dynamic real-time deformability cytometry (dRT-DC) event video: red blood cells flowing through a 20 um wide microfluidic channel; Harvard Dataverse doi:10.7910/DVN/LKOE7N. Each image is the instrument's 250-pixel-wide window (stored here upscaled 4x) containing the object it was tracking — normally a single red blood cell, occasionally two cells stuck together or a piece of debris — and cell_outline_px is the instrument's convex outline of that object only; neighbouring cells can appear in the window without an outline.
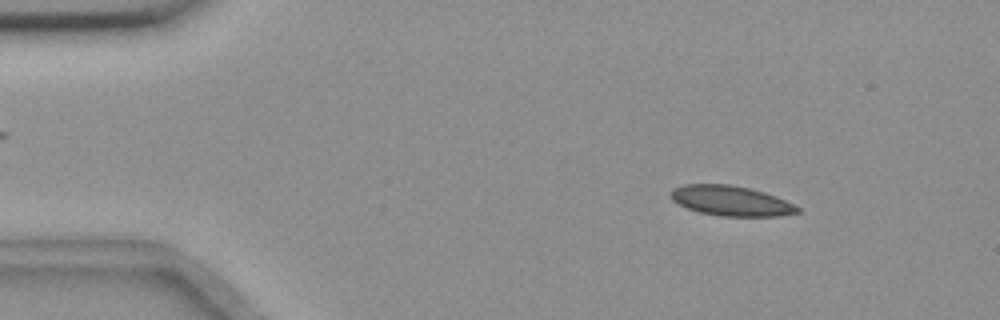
{"species": "common noctule bat (a hibernating species)", "species_latin": "Nyctalus noctula", "temperature_condition": "room temperature", "stored_images_in_passage": 5, "camera_frame_rate_fps": 3000, "um_per_image_px": 0.085, "animal": {"sex": "female", "body_mass_g": 18.4}, "frame": {"image": 1, "passage_image": 2, "time_ms": 1.0, "image_size_px": [1000, 320], "cell_outline_px": [[800, 212], [780, 216], [720, 216], [700, 212], [688, 208], [672, 200], [672, 188], [684, 184], [728, 184], [748, 188], [764, 192], [776, 196], [800, 208]], "centroid_in_image_um": [62.14, 17.07], "position_along_channel_um": 22.9, "area_um2": 21.96}}